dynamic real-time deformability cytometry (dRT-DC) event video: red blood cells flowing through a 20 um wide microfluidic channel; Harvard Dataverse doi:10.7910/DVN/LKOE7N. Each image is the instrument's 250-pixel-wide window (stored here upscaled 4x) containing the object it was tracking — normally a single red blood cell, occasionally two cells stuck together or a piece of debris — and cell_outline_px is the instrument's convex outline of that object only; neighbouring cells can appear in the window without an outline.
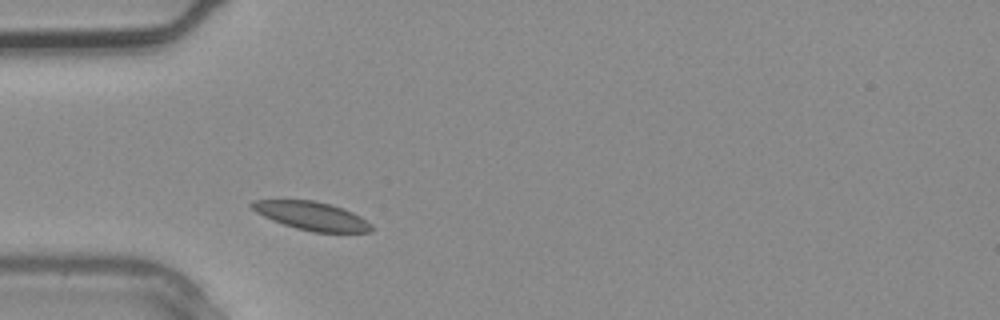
{"species": "common noctule bat (a hibernating species)", "species_latin": "Nyctalus noctula", "temperature_condition": "warm", "stored_images_in_passage": 2, "camera_frame_rate_fps": 3000, "um_per_image_px": 0.085, "animal": {"sex": "male", "body_mass_g": 20.4}, "frame": {"image": 1, "passage_image": 2, "time_ms": 0.333, "image_size_px": [1000, 320], "cell_outline_px": [[376, 228], [372, 232], [312, 232], [296, 228], [272, 220], [256, 212], [248, 204], [252, 200], [312, 200], [332, 204], [344, 208], [360, 216], [372, 224]], "centroid_in_image_um": [26.53, 18.35], "position_along_channel_um": 58.5, "area_um2": 19.94}}